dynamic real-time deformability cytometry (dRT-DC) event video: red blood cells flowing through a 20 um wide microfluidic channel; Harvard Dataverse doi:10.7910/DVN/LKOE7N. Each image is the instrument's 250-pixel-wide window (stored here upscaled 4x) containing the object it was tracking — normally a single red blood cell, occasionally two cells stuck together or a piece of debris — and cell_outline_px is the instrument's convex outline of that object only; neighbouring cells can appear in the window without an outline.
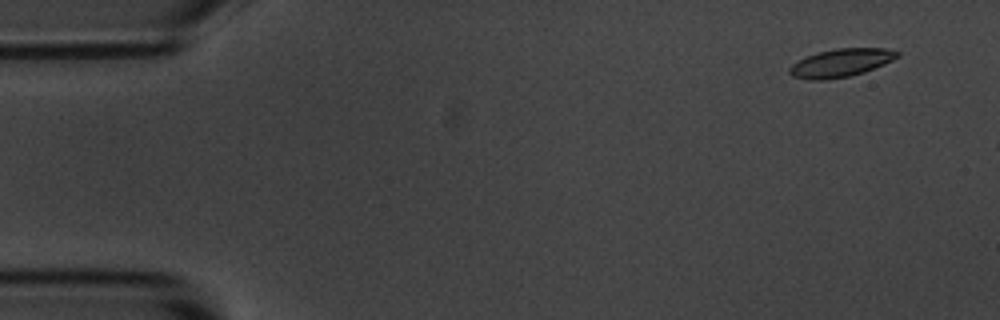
{"species": "common noctule bat (a hibernating species)", "species_latin": "Nyctalus noctula", "temperature_condition": "room temperature", "stored_images_in_passage": 3, "camera_frame_rate_fps": 3000, "um_per_image_px": 0.085, "animal": {"sex": "male", "body_mass_g": 20.1, "forearm_length_mm": 53.5}, "frame": {"image": 1, "passage_image": 1, "time_ms": 0.0, "image_size_px": [1000, 320], "cell_outline_px": [[900, 56], [884, 64], [864, 72], [848, 76], [824, 80], [812, 80], [792, 76], [788, 72], [788, 68], [792, 64], [808, 56], [820, 52], [836, 48], [884, 48], [900, 52]], "centroid_in_image_um": [71.49, 5.34], "position_along_channel_um": 13.5, "area_um2": 17.46}}